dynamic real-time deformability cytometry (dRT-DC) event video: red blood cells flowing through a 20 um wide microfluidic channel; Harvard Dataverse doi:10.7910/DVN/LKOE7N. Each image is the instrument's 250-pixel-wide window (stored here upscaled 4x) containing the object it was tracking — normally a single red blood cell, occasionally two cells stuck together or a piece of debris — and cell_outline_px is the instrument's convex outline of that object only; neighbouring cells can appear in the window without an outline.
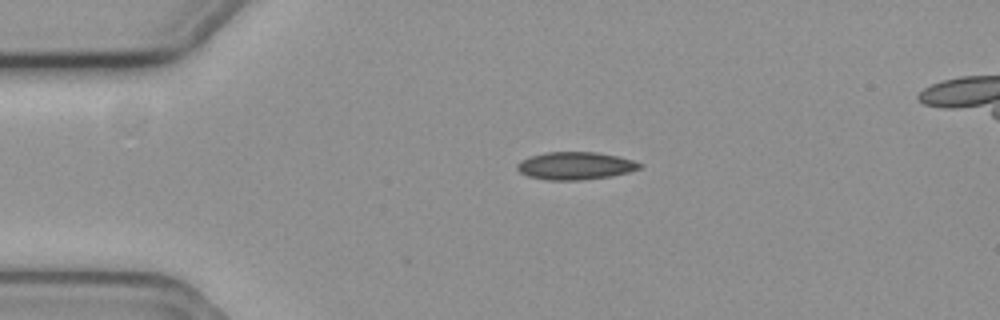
{"species": "common noctule bat (a hibernating species)", "species_latin": "Nyctalus noctula", "temperature_condition": "cold", "stored_images_in_passage": 4, "camera_frame_rate_fps": 3000, "um_per_image_px": 0.085, "animal": {"sex": "female", "body_mass_g": 19.3, "forearm_length_mm": 54.1}, "frame": {"image": 1, "passage_image": 3, "time_ms": 0.667, "image_size_px": [1000, 320], "cell_outline_px": [[644, 164], [640, 168], [628, 172], [612, 176], [580, 180], [548, 180], [528, 176], [520, 172], [516, 168], [516, 164], [520, 160], [528, 156], [544, 152], [596, 152], [620, 156]], "centroid_in_image_um": [48.88, 14.08], "position_along_channel_um": 36.1, "area_um2": 19.94}}